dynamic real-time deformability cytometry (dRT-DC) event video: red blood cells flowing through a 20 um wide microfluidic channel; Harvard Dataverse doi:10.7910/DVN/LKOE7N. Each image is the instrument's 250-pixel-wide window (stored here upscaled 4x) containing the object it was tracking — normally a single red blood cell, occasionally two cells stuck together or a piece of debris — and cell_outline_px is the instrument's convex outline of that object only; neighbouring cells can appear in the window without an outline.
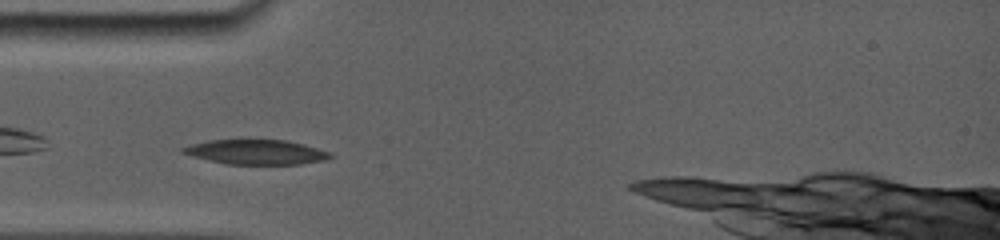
{"species": "common noctule bat (a hibernating species)", "species_latin": "Nyctalus noctula", "temperature_condition": "room temperature", "stored_images_in_passage": 2, "camera_frame_rate_fps": 5000, "um_per_image_px": 0.085, "animal": {"sex": "female", "body_mass_g": 19.0, "forearm_length_mm": 56.7}, "frame": {"image": 1, "passage_image": 1, "time_ms": 0.0, "image_size_px": [1000, 240], "cell_outline_px": [[336, 156], [324, 160], [300, 164], [224, 164], [192, 156], [180, 152], [180, 148], [192, 144], [208, 140], [288, 140], [304, 144], [328, 152]], "centroid_in_image_um": [21.75, 12.92], "position_along_channel_um": 63.2, "area_um2": 21.21}}
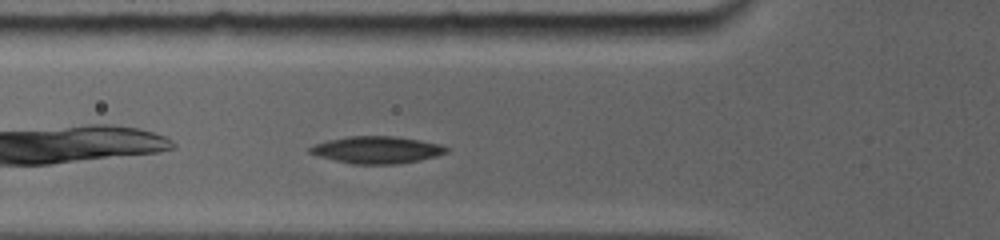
{"frame": {"image": 2, "passage_image": 2, "time_ms": 0.8, "image_size_px": [1000, 240], "cell_outline_px": [[448, 152], [436, 156], [420, 160], [396, 164], [352, 164], [320, 156], [308, 152], [308, 148], [312, 144], [328, 140], [348, 136], [396, 136], [420, 140], [440, 144], [448, 148]], "centroid_in_image_um": [32.03, 12.73], "position_along_channel_um": 93.8, "area_um2": 21.56}}